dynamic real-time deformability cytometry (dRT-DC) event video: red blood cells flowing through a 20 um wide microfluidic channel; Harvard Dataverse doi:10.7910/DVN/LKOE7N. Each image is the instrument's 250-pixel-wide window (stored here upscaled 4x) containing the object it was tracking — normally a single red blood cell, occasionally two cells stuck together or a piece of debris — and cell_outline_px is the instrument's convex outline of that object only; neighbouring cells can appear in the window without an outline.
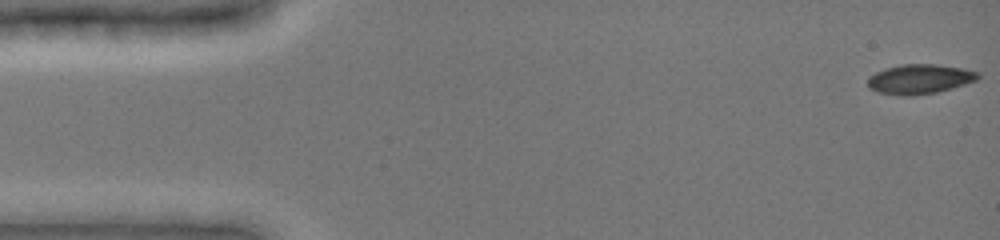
{"species": "common noctule bat (a hibernating species)", "species_latin": "Nyctalus noctula", "temperature_condition": "cold", "stored_images_in_passage": 45, "camera_frame_rate_fps": 3000, "um_per_image_px": 0.085, "animal": {"sex": "female", "body_mass_g": 19.0, "forearm_length_mm": 51.5}, "frame": {"image": 1, "passage_image": 1, "time_ms": 0.0, "image_size_px": [1000, 240], "cell_outline_px": [[980, 76], [976, 80], [952, 88], [936, 92], [908, 96], [900, 96], [880, 92], [868, 88], [868, 76], [884, 68], [900, 64], [936, 64], [964, 68], [980, 72]], "centroid_in_image_um": [78.16, 6.71], "position_along_channel_um": 6.8, "area_um2": 19.13}}
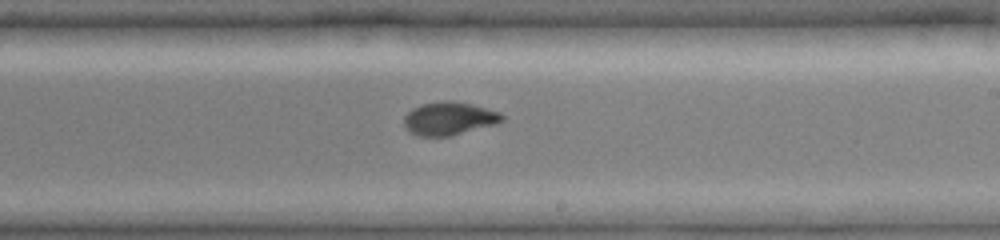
{"frame": {"image": 2, "passage_image": 29, "time_ms": 9.333, "image_size_px": [1000, 240], "cell_outline_px": [[504, 120], [500, 124], [452, 136], [416, 136], [408, 132], [404, 124], [404, 116], [412, 108], [420, 104], [444, 100], [452, 100], [472, 104], [500, 112], [504, 116]], "centroid_in_image_um": [38.2, 10.08], "position_along_channel_um": 250.8, "area_um2": 19.48}}
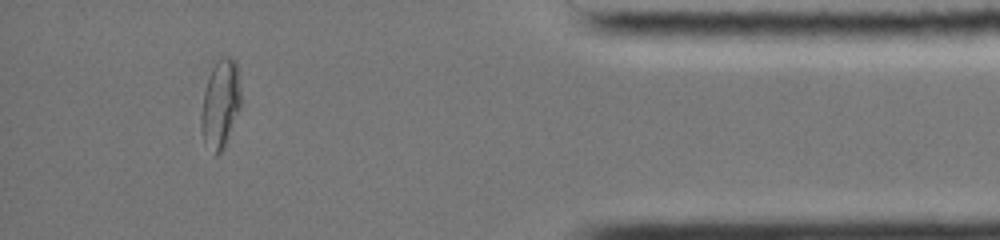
{"frame": {"image": 3, "passage_image": 44, "time_ms": 14.333, "image_size_px": [1000, 240], "cell_outline_px": [[240, 108], [224, 148], [216, 156], [212, 156], [200, 132], [200, 116], [204, 92], [208, 76], [216, 60], [224, 56], [232, 56], [236, 60], [240, 92]], "centroid_in_image_um": [18.71, 8.85], "position_along_channel_um": 416.5, "area_um2": 20.75}}